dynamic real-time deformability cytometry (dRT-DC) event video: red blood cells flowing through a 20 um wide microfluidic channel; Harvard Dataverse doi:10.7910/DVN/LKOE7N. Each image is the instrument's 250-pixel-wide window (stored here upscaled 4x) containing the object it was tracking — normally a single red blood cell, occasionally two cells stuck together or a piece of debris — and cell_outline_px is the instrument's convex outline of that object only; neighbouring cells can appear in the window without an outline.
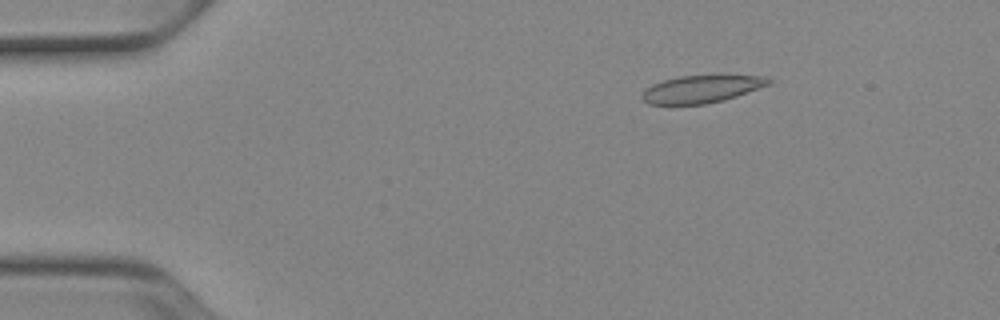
{"species": "Egyptian fruit bat (a non-hibernating species)", "species_latin": "Rousettus aegyptiacus", "temperature_condition": "cold", "stored_images_in_passage": 46, "camera_frame_rate_fps": 3000, "um_per_image_px": 0.085, "animal": {"sex": "female"}, "frame": {"image": 1, "passage_image": 2, "time_ms": 0.333, "image_size_px": [1000, 320], "cell_outline_px": [[772, 84], [724, 100], [704, 104], [648, 104], [640, 96], [644, 88], [652, 84], [664, 80], [680, 76], [764, 76], [772, 80]], "centroid_in_image_um": [59.61, 7.57], "position_along_channel_um": 25.4, "area_um2": 20.11}}
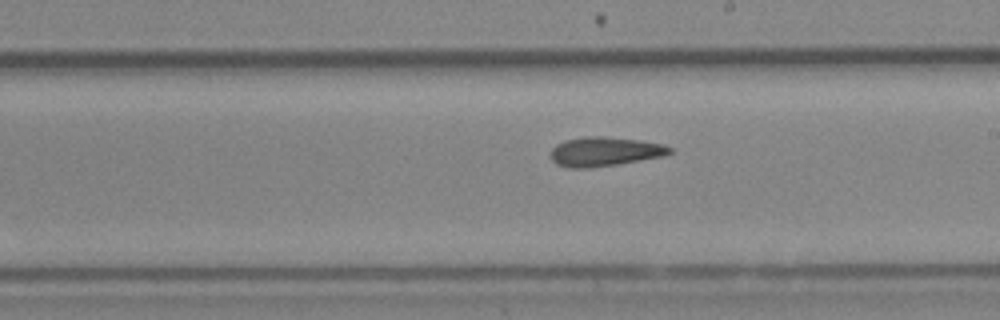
{"frame": {"image": 2, "passage_image": 24, "time_ms": 7.667, "image_size_px": [1000, 320], "cell_outline_px": [[672, 152], [660, 156], [616, 164], [588, 168], [568, 168], [556, 164], [552, 160], [552, 148], [556, 144], [564, 140], [584, 136], [604, 136], [640, 140], [664, 144], [672, 148]], "centroid_in_image_um": [51.36, 12.87], "position_along_channel_um": 237.6, "area_um2": 20.17}}
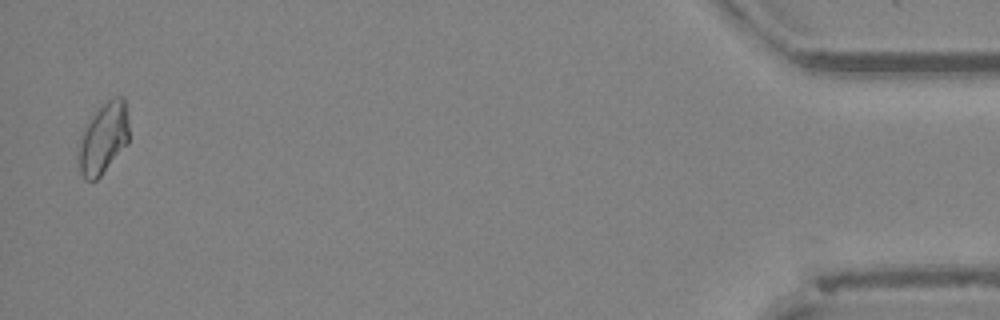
{"frame": {"image": 3, "passage_image": 45, "time_ms": 14.667, "image_size_px": [1000, 320], "cell_outline_px": [[128, 144], [100, 176], [96, 180], [84, 180], [80, 172], [76, 152], [80, 136], [84, 124], [108, 100], [116, 96], [124, 96], [128, 120]], "centroid_in_image_um": [8.75, 11.78], "position_along_channel_um": 426.4, "area_um2": 21.21}, "authors_computed_cell_mechanics": {"area_um2": 19.9988, "velocity_mm_per_s": 3.9031, "shape_relaxation_time_tau1_ms": null, "shape_relaxation_time_tau2_ms": 7.1755, "deformation_change_tau1": null, "deformation_change_tau2": 0.1368}}